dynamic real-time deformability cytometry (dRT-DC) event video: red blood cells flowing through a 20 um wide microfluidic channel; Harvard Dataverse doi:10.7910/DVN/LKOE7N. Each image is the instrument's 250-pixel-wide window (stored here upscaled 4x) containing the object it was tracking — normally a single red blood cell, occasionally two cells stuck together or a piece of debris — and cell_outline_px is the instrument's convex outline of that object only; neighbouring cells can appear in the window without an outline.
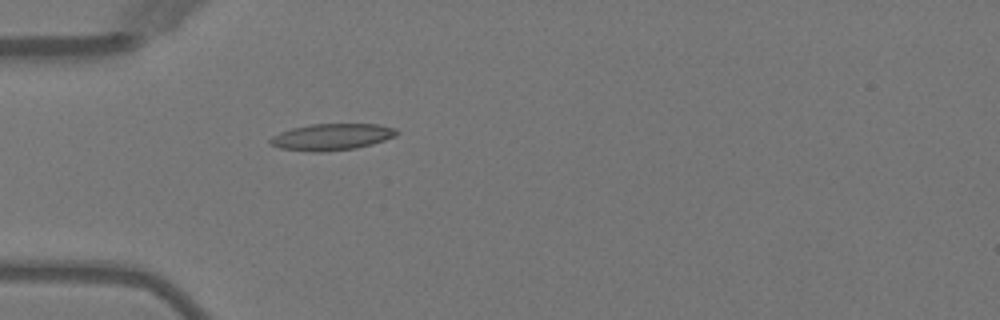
{"species": "Egyptian fruit bat (a non-hibernating species)", "species_latin": "Rousettus aegyptiacus", "temperature_condition": "warm", "stored_images_in_passage": 1, "camera_frame_rate_fps": 3000, "um_per_image_px": 0.085, "animal": {"sex": "female"}, "frame": {"image": 1, "passage_image": 1, "time_ms": 0.0, "image_size_px": [1000, 320], "cell_outline_px": [[400, 132], [396, 136], [372, 144], [356, 148], [320, 152], [312, 152], [280, 148], [272, 144], [268, 140], [272, 136], [280, 132], [292, 128], [312, 124], [376, 124], [396, 128]], "centroid_in_image_um": [28.22, 11.63], "position_along_channel_um": 56.8, "area_um2": 19.54}}